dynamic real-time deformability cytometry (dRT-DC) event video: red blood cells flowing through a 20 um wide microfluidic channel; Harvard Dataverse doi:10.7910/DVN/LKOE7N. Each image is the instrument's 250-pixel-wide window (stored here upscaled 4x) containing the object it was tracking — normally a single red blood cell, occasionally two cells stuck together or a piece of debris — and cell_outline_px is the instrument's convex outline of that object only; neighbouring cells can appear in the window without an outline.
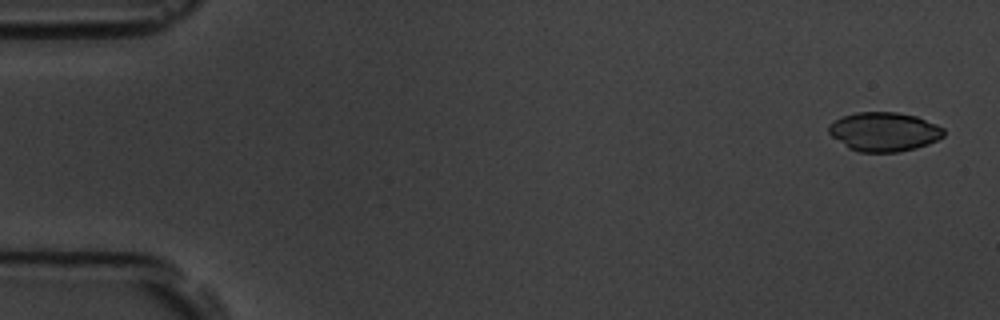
{"species": "common noctule bat (a hibernating species)", "species_latin": "Nyctalus noctula", "temperature_condition": "room temperature", "stored_images_in_passage": 5, "camera_frame_rate_fps": 3000, "um_per_image_px": 0.085, "animal": {"sex": "male", "body_mass_g": 19.5, "forearm_length_mm": 54.6}, "frame": {"image": 1, "passage_image": 1, "time_ms": 0.0, "image_size_px": [1000, 320], "cell_outline_px": [[944, 136], [928, 144], [916, 148], [896, 152], [860, 152], [848, 148], [832, 136], [828, 132], [828, 124], [844, 116], [856, 112], [896, 112], [916, 116], [936, 124], [944, 128]], "centroid_in_image_um": [75.14, 11.2], "position_along_channel_um": 9.9, "area_um2": 26.13}}
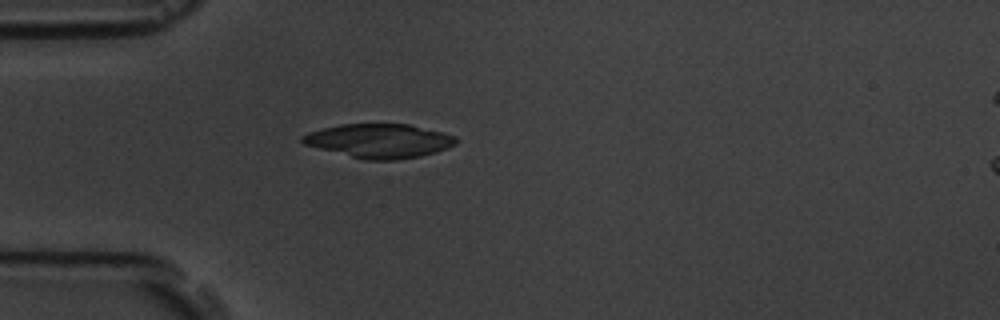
{"frame": {"image": 2, "passage_image": 5, "time_ms": 4.667, "image_size_px": [1000, 320], "cell_outline_px": [[460, 140], [456, 144], [448, 148], [436, 152], [420, 156], [396, 160], [364, 160], [304, 144], [300, 140], [300, 136], [308, 132], [340, 124], [408, 124], [444, 132], [456, 136]], "centroid_in_image_um": [32.27, 11.97], "position_along_channel_um": 52.7, "area_um2": 30.58}}